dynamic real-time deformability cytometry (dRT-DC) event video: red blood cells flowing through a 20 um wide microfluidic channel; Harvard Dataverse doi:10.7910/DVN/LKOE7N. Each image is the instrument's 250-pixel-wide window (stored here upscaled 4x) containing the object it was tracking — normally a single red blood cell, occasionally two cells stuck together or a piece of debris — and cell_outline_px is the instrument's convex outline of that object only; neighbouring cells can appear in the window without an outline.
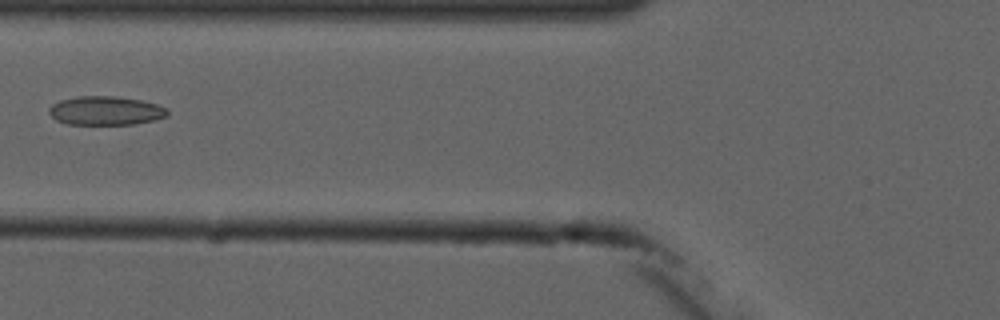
{"species": "common noctule bat (a hibernating species)", "species_latin": "Nyctalus noctula", "temperature_condition": "cold", "stored_images_in_passage": 2, "camera_frame_rate_fps": 3000, "um_per_image_px": 0.085, "animal": {"sex": "male", "forearm_length_mm": 52.5}, "frame": {"image": 1, "passage_image": 2, "time_ms": 1.333, "image_size_px": [1000, 320], "cell_outline_px": [[168, 116], [152, 120], [132, 124], [68, 124], [56, 120], [48, 112], [48, 108], [52, 104], [60, 100], [76, 96], [116, 96], [144, 100], [168, 108]], "centroid_in_image_um": [8.97, 9.39], "position_along_channel_um": 116.8, "area_um2": 20.0}}